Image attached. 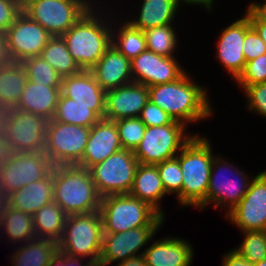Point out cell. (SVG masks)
Segmentation results:
<instances>
[{"label": "cell", "instance_id": "cell-48", "mask_svg": "<svg viewBox=\"0 0 266 266\" xmlns=\"http://www.w3.org/2000/svg\"><path fill=\"white\" fill-rule=\"evenodd\" d=\"M246 15L249 17L252 27L266 45V22L261 21L252 11H247Z\"/></svg>", "mask_w": 266, "mask_h": 266}, {"label": "cell", "instance_id": "cell-3", "mask_svg": "<svg viewBox=\"0 0 266 266\" xmlns=\"http://www.w3.org/2000/svg\"><path fill=\"white\" fill-rule=\"evenodd\" d=\"M53 201L68 215L99 211L101 196L89 169L79 165L53 166Z\"/></svg>", "mask_w": 266, "mask_h": 266}, {"label": "cell", "instance_id": "cell-47", "mask_svg": "<svg viewBox=\"0 0 266 266\" xmlns=\"http://www.w3.org/2000/svg\"><path fill=\"white\" fill-rule=\"evenodd\" d=\"M222 266H253V264L240 257L235 251L230 250L224 255Z\"/></svg>", "mask_w": 266, "mask_h": 266}, {"label": "cell", "instance_id": "cell-39", "mask_svg": "<svg viewBox=\"0 0 266 266\" xmlns=\"http://www.w3.org/2000/svg\"><path fill=\"white\" fill-rule=\"evenodd\" d=\"M162 180L163 187L167 194H179L183 186V176L179 160L175 157L156 164Z\"/></svg>", "mask_w": 266, "mask_h": 266}, {"label": "cell", "instance_id": "cell-27", "mask_svg": "<svg viewBox=\"0 0 266 266\" xmlns=\"http://www.w3.org/2000/svg\"><path fill=\"white\" fill-rule=\"evenodd\" d=\"M179 6L178 0H144L139 18L130 20L129 23L142 31L173 24Z\"/></svg>", "mask_w": 266, "mask_h": 266}, {"label": "cell", "instance_id": "cell-57", "mask_svg": "<svg viewBox=\"0 0 266 266\" xmlns=\"http://www.w3.org/2000/svg\"><path fill=\"white\" fill-rule=\"evenodd\" d=\"M93 266H105V265H101V264H94Z\"/></svg>", "mask_w": 266, "mask_h": 266}, {"label": "cell", "instance_id": "cell-10", "mask_svg": "<svg viewBox=\"0 0 266 266\" xmlns=\"http://www.w3.org/2000/svg\"><path fill=\"white\" fill-rule=\"evenodd\" d=\"M92 6L88 0H33L22 11L52 36H62Z\"/></svg>", "mask_w": 266, "mask_h": 266}, {"label": "cell", "instance_id": "cell-11", "mask_svg": "<svg viewBox=\"0 0 266 266\" xmlns=\"http://www.w3.org/2000/svg\"><path fill=\"white\" fill-rule=\"evenodd\" d=\"M48 120L16 108L5 112L2 134L12 152H44Z\"/></svg>", "mask_w": 266, "mask_h": 266}, {"label": "cell", "instance_id": "cell-34", "mask_svg": "<svg viewBox=\"0 0 266 266\" xmlns=\"http://www.w3.org/2000/svg\"><path fill=\"white\" fill-rule=\"evenodd\" d=\"M120 26L119 30L116 29L114 31L113 29L115 28L112 26V46L129 60L136 58L143 51L147 50L144 31L135 28L129 22H124Z\"/></svg>", "mask_w": 266, "mask_h": 266}, {"label": "cell", "instance_id": "cell-52", "mask_svg": "<svg viewBox=\"0 0 266 266\" xmlns=\"http://www.w3.org/2000/svg\"><path fill=\"white\" fill-rule=\"evenodd\" d=\"M179 1V5L180 2L185 3L186 5L188 4H192V5H197L200 4L202 6H204L207 10H212V6H213V2L214 0H178Z\"/></svg>", "mask_w": 266, "mask_h": 266}, {"label": "cell", "instance_id": "cell-43", "mask_svg": "<svg viewBox=\"0 0 266 266\" xmlns=\"http://www.w3.org/2000/svg\"><path fill=\"white\" fill-rule=\"evenodd\" d=\"M242 50L246 62L266 54V45L253 27L245 33Z\"/></svg>", "mask_w": 266, "mask_h": 266}, {"label": "cell", "instance_id": "cell-21", "mask_svg": "<svg viewBox=\"0 0 266 266\" xmlns=\"http://www.w3.org/2000/svg\"><path fill=\"white\" fill-rule=\"evenodd\" d=\"M61 93L76 103L92 106V110L102 119L105 116L106 91L95 80L90 70L62 78Z\"/></svg>", "mask_w": 266, "mask_h": 266}, {"label": "cell", "instance_id": "cell-7", "mask_svg": "<svg viewBox=\"0 0 266 266\" xmlns=\"http://www.w3.org/2000/svg\"><path fill=\"white\" fill-rule=\"evenodd\" d=\"M186 125L174 120L164 126L146 127L140 144L134 151L139 164L156 165L175 158L192 139L185 133Z\"/></svg>", "mask_w": 266, "mask_h": 266}, {"label": "cell", "instance_id": "cell-36", "mask_svg": "<svg viewBox=\"0 0 266 266\" xmlns=\"http://www.w3.org/2000/svg\"><path fill=\"white\" fill-rule=\"evenodd\" d=\"M21 64L25 67L28 80L46 86H61L62 77L40 56L28 57Z\"/></svg>", "mask_w": 266, "mask_h": 266}, {"label": "cell", "instance_id": "cell-40", "mask_svg": "<svg viewBox=\"0 0 266 266\" xmlns=\"http://www.w3.org/2000/svg\"><path fill=\"white\" fill-rule=\"evenodd\" d=\"M235 81L243 90L247 86L266 82V54L246 62L242 73Z\"/></svg>", "mask_w": 266, "mask_h": 266}, {"label": "cell", "instance_id": "cell-37", "mask_svg": "<svg viewBox=\"0 0 266 266\" xmlns=\"http://www.w3.org/2000/svg\"><path fill=\"white\" fill-rule=\"evenodd\" d=\"M238 248L232 249L240 257L254 264L266 259V231H246Z\"/></svg>", "mask_w": 266, "mask_h": 266}, {"label": "cell", "instance_id": "cell-18", "mask_svg": "<svg viewBox=\"0 0 266 266\" xmlns=\"http://www.w3.org/2000/svg\"><path fill=\"white\" fill-rule=\"evenodd\" d=\"M251 27L249 17L245 14V16L226 27L221 32L217 42V58L235 80L246 65L242 49L245 33Z\"/></svg>", "mask_w": 266, "mask_h": 266}, {"label": "cell", "instance_id": "cell-56", "mask_svg": "<svg viewBox=\"0 0 266 266\" xmlns=\"http://www.w3.org/2000/svg\"><path fill=\"white\" fill-rule=\"evenodd\" d=\"M253 266H266V259L254 263Z\"/></svg>", "mask_w": 266, "mask_h": 266}, {"label": "cell", "instance_id": "cell-50", "mask_svg": "<svg viewBox=\"0 0 266 266\" xmlns=\"http://www.w3.org/2000/svg\"><path fill=\"white\" fill-rule=\"evenodd\" d=\"M246 11H252L261 21L266 22V2L263 4L252 2Z\"/></svg>", "mask_w": 266, "mask_h": 266}, {"label": "cell", "instance_id": "cell-24", "mask_svg": "<svg viewBox=\"0 0 266 266\" xmlns=\"http://www.w3.org/2000/svg\"><path fill=\"white\" fill-rule=\"evenodd\" d=\"M60 94L61 86H46L28 80L15 108L49 121L55 114Z\"/></svg>", "mask_w": 266, "mask_h": 266}, {"label": "cell", "instance_id": "cell-17", "mask_svg": "<svg viewBox=\"0 0 266 266\" xmlns=\"http://www.w3.org/2000/svg\"><path fill=\"white\" fill-rule=\"evenodd\" d=\"M134 82L147 87L173 82L186 71L175 57H165L146 50L131 60Z\"/></svg>", "mask_w": 266, "mask_h": 266}, {"label": "cell", "instance_id": "cell-42", "mask_svg": "<svg viewBox=\"0 0 266 266\" xmlns=\"http://www.w3.org/2000/svg\"><path fill=\"white\" fill-rule=\"evenodd\" d=\"M139 118L146 125V127L164 126L171 124L174 121V119L167 112H165L156 104H153L150 100L142 109Z\"/></svg>", "mask_w": 266, "mask_h": 266}, {"label": "cell", "instance_id": "cell-38", "mask_svg": "<svg viewBox=\"0 0 266 266\" xmlns=\"http://www.w3.org/2000/svg\"><path fill=\"white\" fill-rule=\"evenodd\" d=\"M115 123L122 149L135 151L144 136L146 125L139 117L118 119Z\"/></svg>", "mask_w": 266, "mask_h": 266}, {"label": "cell", "instance_id": "cell-12", "mask_svg": "<svg viewBox=\"0 0 266 266\" xmlns=\"http://www.w3.org/2000/svg\"><path fill=\"white\" fill-rule=\"evenodd\" d=\"M229 163V161H223L220 156L218 157L215 155L206 196V206H208L211 201L215 203V208L224 207L225 205V208L229 207L227 213L242 200L252 181V178H247L244 171L239 170V168L235 169L234 165ZM222 171H225V173ZM229 173L235 179L226 175H229Z\"/></svg>", "mask_w": 266, "mask_h": 266}, {"label": "cell", "instance_id": "cell-23", "mask_svg": "<svg viewBox=\"0 0 266 266\" xmlns=\"http://www.w3.org/2000/svg\"><path fill=\"white\" fill-rule=\"evenodd\" d=\"M147 266H190L193 260V247L179 238H162L144 251Z\"/></svg>", "mask_w": 266, "mask_h": 266}, {"label": "cell", "instance_id": "cell-22", "mask_svg": "<svg viewBox=\"0 0 266 266\" xmlns=\"http://www.w3.org/2000/svg\"><path fill=\"white\" fill-rule=\"evenodd\" d=\"M90 71L100 87L105 91L134 82L131 72V60L127 59L112 45Z\"/></svg>", "mask_w": 266, "mask_h": 266}, {"label": "cell", "instance_id": "cell-16", "mask_svg": "<svg viewBox=\"0 0 266 266\" xmlns=\"http://www.w3.org/2000/svg\"><path fill=\"white\" fill-rule=\"evenodd\" d=\"M8 48L14 62L39 56L52 35L39 23L21 12L5 33Z\"/></svg>", "mask_w": 266, "mask_h": 266}, {"label": "cell", "instance_id": "cell-33", "mask_svg": "<svg viewBox=\"0 0 266 266\" xmlns=\"http://www.w3.org/2000/svg\"><path fill=\"white\" fill-rule=\"evenodd\" d=\"M101 118L92 110V106L76 103L62 93L59 96L53 121L75 124L91 128Z\"/></svg>", "mask_w": 266, "mask_h": 266}, {"label": "cell", "instance_id": "cell-53", "mask_svg": "<svg viewBox=\"0 0 266 266\" xmlns=\"http://www.w3.org/2000/svg\"><path fill=\"white\" fill-rule=\"evenodd\" d=\"M6 205H7V196L4 194V192L0 187V222L1 218L3 217Z\"/></svg>", "mask_w": 266, "mask_h": 266}, {"label": "cell", "instance_id": "cell-15", "mask_svg": "<svg viewBox=\"0 0 266 266\" xmlns=\"http://www.w3.org/2000/svg\"><path fill=\"white\" fill-rule=\"evenodd\" d=\"M240 231H266V170L251 181L242 200L227 214Z\"/></svg>", "mask_w": 266, "mask_h": 266}, {"label": "cell", "instance_id": "cell-5", "mask_svg": "<svg viewBox=\"0 0 266 266\" xmlns=\"http://www.w3.org/2000/svg\"><path fill=\"white\" fill-rule=\"evenodd\" d=\"M103 233L100 211L68 215L57 241L58 251L79 258L89 257L90 262L98 264Z\"/></svg>", "mask_w": 266, "mask_h": 266}, {"label": "cell", "instance_id": "cell-1", "mask_svg": "<svg viewBox=\"0 0 266 266\" xmlns=\"http://www.w3.org/2000/svg\"><path fill=\"white\" fill-rule=\"evenodd\" d=\"M186 73L173 82L150 86L148 90L153 104L187 126L190 122L208 119L213 108L206 89L194 83Z\"/></svg>", "mask_w": 266, "mask_h": 266}, {"label": "cell", "instance_id": "cell-9", "mask_svg": "<svg viewBox=\"0 0 266 266\" xmlns=\"http://www.w3.org/2000/svg\"><path fill=\"white\" fill-rule=\"evenodd\" d=\"M138 165L134 151L122 149L91 166L89 172L101 197L128 194Z\"/></svg>", "mask_w": 266, "mask_h": 266}, {"label": "cell", "instance_id": "cell-44", "mask_svg": "<svg viewBox=\"0 0 266 266\" xmlns=\"http://www.w3.org/2000/svg\"><path fill=\"white\" fill-rule=\"evenodd\" d=\"M21 12L13 0H0V32L6 33Z\"/></svg>", "mask_w": 266, "mask_h": 266}, {"label": "cell", "instance_id": "cell-28", "mask_svg": "<svg viewBox=\"0 0 266 266\" xmlns=\"http://www.w3.org/2000/svg\"><path fill=\"white\" fill-rule=\"evenodd\" d=\"M28 81L25 67L21 62L0 68V107L8 110L17 106Z\"/></svg>", "mask_w": 266, "mask_h": 266}, {"label": "cell", "instance_id": "cell-30", "mask_svg": "<svg viewBox=\"0 0 266 266\" xmlns=\"http://www.w3.org/2000/svg\"><path fill=\"white\" fill-rule=\"evenodd\" d=\"M67 215L54 201L42 206L34 215V232L36 238L58 241L61 238Z\"/></svg>", "mask_w": 266, "mask_h": 266}, {"label": "cell", "instance_id": "cell-2", "mask_svg": "<svg viewBox=\"0 0 266 266\" xmlns=\"http://www.w3.org/2000/svg\"><path fill=\"white\" fill-rule=\"evenodd\" d=\"M208 138L195 134L176 158L183 176L181 192L176 195L183 206L206 207L209 178L214 159Z\"/></svg>", "mask_w": 266, "mask_h": 266}, {"label": "cell", "instance_id": "cell-41", "mask_svg": "<svg viewBox=\"0 0 266 266\" xmlns=\"http://www.w3.org/2000/svg\"><path fill=\"white\" fill-rule=\"evenodd\" d=\"M243 91L250 111L266 118V82L247 86Z\"/></svg>", "mask_w": 266, "mask_h": 266}, {"label": "cell", "instance_id": "cell-55", "mask_svg": "<svg viewBox=\"0 0 266 266\" xmlns=\"http://www.w3.org/2000/svg\"><path fill=\"white\" fill-rule=\"evenodd\" d=\"M6 110L0 107V132H2L3 118Z\"/></svg>", "mask_w": 266, "mask_h": 266}, {"label": "cell", "instance_id": "cell-26", "mask_svg": "<svg viewBox=\"0 0 266 266\" xmlns=\"http://www.w3.org/2000/svg\"><path fill=\"white\" fill-rule=\"evenodd\" d=\"M128 194L147 202L161 215L165 216L164 211L160 209L162 207H159V203L167 193L156 165H138Z\"/></svg>", "mask_w": 266, "mask_h": 266}, {"label": "cell", "instance_id": "cell-29", "mask_svg": "<svg viewBox=\"0 0 266 266\" xmlns=\"http://www.w3.org/2000/svg\"><path fill=\"white\" fill-rule=\"evenodd\" d=\"M57 251V241L35 237L13 253L12 266H49Z\"/></svg>", "mask_w": 266, "mask_h": 266}, {"label": "cell", "instance_id": "cell-19", "mask_svg": "<svg viewBox=\"0 0 266 266\" xmlns=\"http://www.w3.org/2000/svg\"><path fill=\"white\" fill-rule=\"evenodd\" d=\"M149 101L148 87L132 82L106 91L105 116L111 121L139 117Z\"/></svg>", "mask_w": 266, "mask_h": 266}, {"label": "cell", "instance_id": "cell-20", "mask_svg": "<svg viewBox=\"0 0 266 266\" xmlns=\"http://www.w3.org/2000/svg\"><path fill=\"white\" fill-rule=\"evenodd\" d=\"M122 150L115 121L100 119L90 128V135L82 159L76 164L89 169Z\"/></svg>", "mask_w": 266, "mask_h": 266}, {"label": "cell", "instance_id": "cell-4", "mask_svg": "<svg viewBox=\"0 0 266 266\" xmlns=\"http://www.w3.org/2000/svg\"><path fill=\"white\" fill-rule=\"evenodd\" d=\"M94 7L62 35L68 51L83 70H90L112 44V26L98 17Z\"/></svg>", "mask_w": 266, "mask_h": 266}, {"label": "cell", "instance_id": "cell-45", "mask_svg": "<svg viewBox=\"0 0 266 266\" xmlns=\"http://www.w3.org/2000/svg\"><path fill=\"white\" fill-rule=\"evenodd\" d=\"M85 258H79L76 256H71L60 251H57L56 254L51 258L49 266H93L94 264L86 260V264L81 265V260ZM80 261V262H79ZM88 261V262H87Z\"/></svg>", "mask_w": 266, "mask_h": 266}, {"label": "cell", "instance_id": "cell-25", "mask_svg": "<svg viewBox=\"0 0 266 266\" xmlns=\"http://www.w3.org/2000/svg\"><path fill=\"white\" fill-rule=\"evenodd\" d=\"M53 168L43 179L34 181L7 195V205L34 215L42 206L53 201Z\"/></svg>", "mask_w": 266, "mask_h": 266}, {"label": "cell", "instance_id": "cell-13", "mask_svg": "<svg viewBox=\"0 0 266 266\" xmlns=\"http://www.w3.org/2000/svg\"><path fill=\"white\" fill-rule=\"evenodd\" d=\"M53 165L44 152H13L0 167V187L7 196L45 178Z\"/></svg>", "mask_w": 266, "mask_h": 266}, {"label": "cell", "instance_id": "cell-51", "mask_svg": "<svg viewBox=\"0 0 266 266\" xmlns=\"http://www.w3.org/2000/svg\"><path fill=\"white\" fill-rule=\"evenodd\" d=\"M117 266H147L143 255L128 258L117 264Z\"/></svg>", "mask_w": 266, "mask_h": 266}, {"label": "cell", "instance_id": "cell-46", "mask_svg": "<svg viewBox=\"0 0 266 266\" xmlns=\"http://www.w3.org/2000/svg\"><path fill=\"white\" fill-rule=\"evenodd\" d=\"M14 61L11 57L8 41L5 33L0 32V68L12 64Z\"/></svg>", "mask_w": 266, "mask_h": 266}, {"label": "cell", "instance_id": "cell-49", "mask_svg": "<svg viewBox=\"0 0 266 266\" xmlns=\"http://www.w3.org/2000/svg\"><path fill=\"white\" fill-rule=\"evenodd\" d=\"M12 153L5 136L0 132V167L10 158Z\"/></svg>", "mask_w": 266, "mask_h": 266}, {"label": "cell", "instance_id": "cell-14", "mask_svg": "<svg viewBox=\"0 0 266 266\" xmlns=\"http://www.w3.org/2000/svg\"><path fill=\"white\" fill-rule=\"evenodd\" d=\"M164 216L160 215L150 226L139 227L119 233H103L102 249L98 264L108 266L113 262H122L128 258L143 255L139 252L152 240L163 225Z\"/></svg>", "mask_w": 266, "mask_h": 266}, {"label": "cell", "instance_id": "cell-8", "mask_svg": "<svg viewBox=\"0 0 266 266\" xmlns=\"http://www.w3.org/2000/svg\"><path fill=\"white\" fill-rule=\"evenodd\" d=\"M90 128L53 121L47 122L44 153L53 166L76 165L83 157Z\"/></svg>", "mask_w": 266, "mask_h": 266}, {"label": "cell", "instance_id": "cell-35", "mask_svg": "<svg viewBox=\"0 0 266 266\" xmlns=\"http://www.w3.org/2000/svg\"><path fill=\"white\" fill-rule=\"evenodd\" d=\"M172 24L146 29L144 31L147 50L165 57L172 55L177 48V35Z\"/></svg>", "mask_w": 266, "mask_h": 266}, {"label": "cell", "instance_id": "cell-6", "mask_svg": "<svg viewBox=\"0 0 266 266\" xmlns=\"http://www.w3.org/2000/svg\"><path fill=\"white\" fill-rule=\"evenodd\" d=\"M99 211L104 233H119L147 227L161 215L147 202L129 194L102 197Z\"/></svg>", "mask_w": 266, "mask_h": 266}, {"label": "cell", "instance_id": "cell-54", "mask_svg": "<svg viewBox=\"0 0 266 266\" xmlns=\"http://www.w3.org/2000/svg\"><path fill=\"white\" fill-rule=\"evenodd\" d=\"M21 9L25 8L33 0H13Z\"/></svg>", "mask_w": 266, "mask_h": 266}, {"label": "cell", "instance_id": "cell-32", "mask_svg": "<svg viewBox=\"0 0 266 266\" xmlns=\"http://www.w3.org/2000/svg\"><path fill=\"white\" fill-rule=\"evenodd\" d=\"M0 229L8 240L26 243L35 238L33 215L6 205L0 222Z\"/></svg>", "mask_w": 266, "mask_h": 266}, {"label": "cell", "instance_id": "cell-31", "mask_svg": "<svg viewBox=\"0 0 266 266\" xmlns=\"http://www.w3.org/2000/svg\"><path fill=\"white\" fill-rule=\"evenodd\" d=\"M39 56L48 62L62 78L82 70L68 51L62 36H52Z\"/></svg>", "mask_w": 266, "mask_h": 266}]
</instances>
